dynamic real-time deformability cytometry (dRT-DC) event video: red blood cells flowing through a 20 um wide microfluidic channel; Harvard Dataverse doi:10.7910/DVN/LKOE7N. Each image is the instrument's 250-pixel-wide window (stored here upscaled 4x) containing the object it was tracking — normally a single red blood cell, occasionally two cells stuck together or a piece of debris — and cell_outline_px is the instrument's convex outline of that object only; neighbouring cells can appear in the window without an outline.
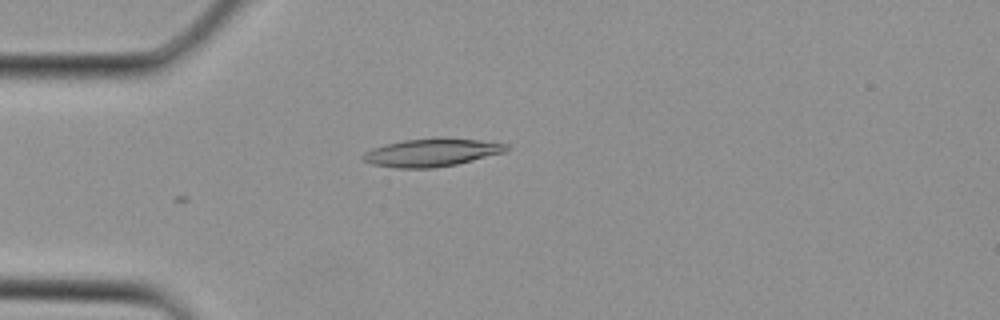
{"species": "Egyptian fruit bat (a non-hibernating species)", "species_latin": "Rousettus aegyptiacus", "temperature_condition": "cold", "stored_images_in_passage": 4, "camera_frame_rate_fps": 3000, "um_per_image_px": 0.085, "animal": {"sex": "female"}, "frame": {"image": 1, "passage_image": 4, "time_ms": 1.0, "image_size_px": [1000, 320], "cell_outline_px": [[508, 148], [504, 152], [456, 164], [432, 168], [396, 168], [372, 164], [364, 160], [360, 156], [364, 152], [372, 148], [384, 144], [404, 140], [436, 136], [440, 136], [480, 140], [508, 144]], "centroid_in_image_um": [36.66, 12.94], "position_along_channel_um": 48.3, "area_um2": 23.58}}